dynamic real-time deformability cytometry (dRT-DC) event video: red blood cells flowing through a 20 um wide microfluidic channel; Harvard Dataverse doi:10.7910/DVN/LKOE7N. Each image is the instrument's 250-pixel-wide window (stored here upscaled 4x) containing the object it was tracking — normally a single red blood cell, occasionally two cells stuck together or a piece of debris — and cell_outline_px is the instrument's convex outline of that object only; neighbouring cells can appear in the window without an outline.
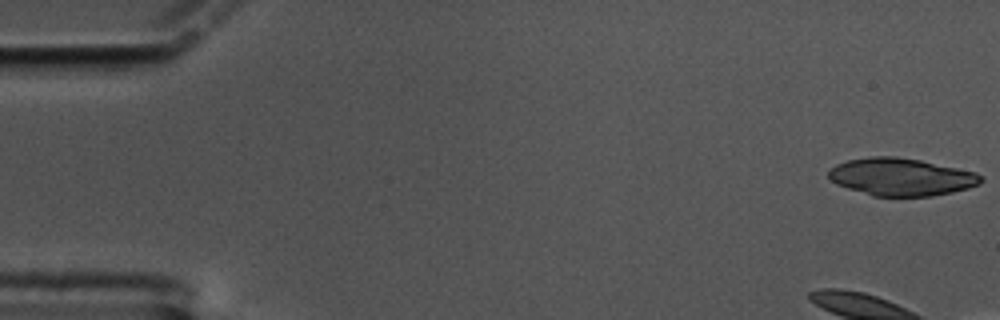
{"species": "common noctule bat (a hibernating species)", "species_latin": "Nyctalus noctula", "temperature_condition": "cold", "stored_images_in_passage": 12, "camera_frame_rate_fps": 3000, "um_per_image_px": 0.085, "animal": {"sex": "male", "body_mass_g": 17.5, "forearm_length_mm": 52.3}, "frame": {"image": 1, "passage_image": 1, "time_ms": 0.0, "image_size_px": [1000, 320], "cell_outline_px": [[984, 180], [980, 184], [968, 188], [952, 192], [932, 196], [872, 196], [836, 184], [828, 176], [828, 172], [836, 164], [848, 160], [868, 156], [896, 156], [920, 160], [976, 172], [984, 176]], "centroid_in_image_um": [76.62, 15.03], "position_along_channel_um": 8.4, "area_um2": 33.41}}